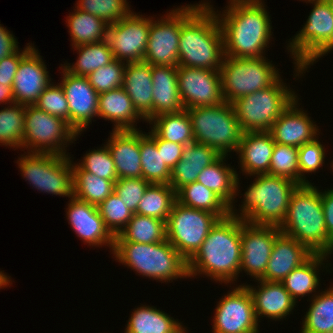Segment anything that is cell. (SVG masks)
Masks as SVG:
<instances>
[{"mask_svg": "<svg viewBox=\"0 0 333 333\" xmlns=\"http://www.w3.org/2000/svg\"><path fill=\"white\" fill-rule=\"evenodd\" d=\"M178 88L184 109L224 102L219 70L178 66Z\"/></svg>", "mask_w": 333, "mask_h": 333, "instance_id": "17", "label": "cell"}, {"mask_svg": "<svg viewBox=\"0 0 333 333\" xmlns=\"http://www.w3.org/2000/svg\"><path fill=\"white\" fill-rule=\"evenodd\" d=\"M176 201L194 209L218 215L221 219L229 216V206L212 190L195 181L176 191Z\"/></svg>", "mask_w": 333, "mask_h": 333, "instance_id": "37", "label": "cell"}, {"mask_svg": "<svg viewBox=\"0 0 333 333\" xmlns=\"http://www.w3.org/2000/svg\"><path fill=\"white\" fill-rule=\"evenodd\" d=\"M75 8L97 16L108 25L126 18L132 12L127 0H78Z\"/></svg>", "mask_w": 333, "mask_h": 333, "instance_id": "44", "label": "cell"}, {"mask_svg": "<svg viewBox=\"0 0 333 333\" xmlns=\"http://www.w3.org/2000/svg\"><path fill=\"white\" fill-rule=\"evenodd\" d=\"M281 234L279 226L254 225L241 219V267L255 280H260L271 256L274 242Z\"/></svg>", "mask_w": 333, "mask_h": 333, "instance_id": "18", "label": "cell"}, {"mask_svg": "<svg viewBox=\"0 0 333 333\" xmlns=\"http://www.w3.org/2000/svg\"><path fill=\"white\" fill-rule=\"evenodd\" d=\"M221 155L213 148L200 143L186 145L180 161L171 169L170 186L177 191L197 181L199 173Z\"/></svg>", "mask_w": 333, "mask_h": 333, "instance_id": "28", "label": "cell"}, {"mask_svg": "<svg viewBox=\"0 0 333 333\" xmlns=\"http://www.w3.org/2000/svg\"><path fill=\"white\" fill-rule=\"evenodd\" d=\"M268 174L291 179L300 185L298 147L275 143Z\"/></svg>", "mask_w": 333, "mask_h": 333, "instance_id": "45", "label": "cell"}, {"mask_svg": "<svg viewBox=\"0 0 333 333\" xmlns=\"http://www.w3.org/2000/svg\"><path fill=\"white\" fill-rule=\"evenodd\" d=\"M147 134L156 142L157 149L161 151L164 163L171 170L180 161L185 145L163 140L152 130Z\"/></svg>", "mask_w": 333, "mask_h": 333, "instance_id": "53", "label": "cell"}, {"mask_svg": "<svg viewBox=\"0 0 333 333\" xmlns=\"http://www.w3.org/2000/svg\"><path fill=\"white\" fill-rule=\"evenodd\" d=\"M66 17L72 47L106 40L108 24L95 15L77 8Z\"/></svg>", "mask_w": 333, "mask_h": 333, "instance_id": "35", "label": "cell"}, {"mask_svg": "<svg viewBox=\"0 0 333 333\" xmlns=\"http://www.w3.org/2000/svg\"><path fill=\"white\" fill-rule=\"evenodd\" d=\"M62 86L69 106V126L79 135L98 117L99 94L86 76L67 72L62 66Z\"/></svg>", "mask_w": 333, "mask_h": 333, "instance_id": "19", "label": "cell"}, {"mask_svg": "<svg viewBox=\"0 0 333 333\" xmlns=\"http://www.w3.org/2000/svg\"><path fill=\"white\" fill-rule=\"evenodd\" d=\"M8 102V103H7ZM13 104L15 103L12 87L4 86L0 83V104Z\"/></svg>", "mask_w": 333, "mask_h": 333, "instance_id": "56", "label": "cell"}, {"mask_svg": "<svg viewBox=\"0 0 333 333\" xmlns=\"http://www.w3.org/2000/svg\"><path fill=\"white\" fill-rule=\"evenodd\" d=\"M266 57L235 58L224 56L220 68L225 102L263 90L280 78V72Z\"/></svg>", "mask_w": 333, "mask_h": 333, "instance_id": "10", "label": "cell"}, {"mask_svg": "<svg viewBox=\"0 0 333 333\" xmlns=\"http://www.w3.org/2000/svg\"><path fill=\"white\" fill-rule=\"evenodd\" d=\"M166 312L154 306L135 308L124 333H182L185 326Z\"/></svg>", "mask_w": 333, "mask_h": 333, "instance_id": "33", "label": "cell"}, {"mask_svg": "<svg viewBox=\"0 0 333 333\" xmlns=\"http://www.w3.org/2000/svg\"><path fill=\"white\" fill-rule=\"evenodd\" d=\"M151 130L161 139L189 145L194 142V135L187 109L176 113L158 115L149 121Z\"/></svg>", "mask_w": 333, "mask_h": 333, "instance_id": "34", "label": "cell"}, {"mask_svg": "<svg viewBox=\"0 0 333 333\" xmlns=\"http://www.w3.org/2000/svg\"><path fill=\"white\" fill-rule=\"evenodd\" d=\"M78 50V59L72 65L64 63L62 67L69 73L77 76H87L94 70L103 67L114 60L113 52L107 40L97 43L83 44L72 47Z\"/></svg>", "mask_w": 333, "mask_h": 333, "instance_id": "40", "label": "cell"}, {"mask_svg": "<svg viewBox=\"0 0 333 333\" xmlns=\"http://www.w3.org/2000/svg\"><path fill=\"white\" fill-rule=\"evenodd\" d=\"M67 206V220L80 240L94 247L108 246L113 251L115 237L106 228L96 205L73 196Z\"/></svg>", "mask_w": 333, "mask_h": 333, "instance_id": "21", "label": "cell"}, {"mask_svg": "<svg viewBox=\"0 0 333 333\" xmlns=\"http://www.w3.org/2000/svg\"><path fill=\"white\" fill-rule=\"evenodd\" d=\"M144 178H122L117 179L114 186V192L126 204L132 212H136L138 203L149 186Z\"/></svg>", "mask_w": 333, "mask_h": 333, "instance_id": "51", "label": "cell"}, {"mask_svg": "<svg viewBox=\"0 0 333 333\" xmlns=\"http://www.w3.org/2000/svg\"><path fill=\"white\" fill-rule=\"evenodd\" d=\"M98 117L114 122L113 130H138L135 123L144 121L123 87L99 94Z\"/></svg>", "mask_w": 333, "mask_h": 333, "instance_id": "30", "label": "cell"}, {"mask_svg": "<svg viewBox=\"0 0 333 333\" xmlns=\"http://www.w3.org/2000/svg\"><path fill=\"white\" fill-rule=\"evenodd\" d=\"M178 66L152 65L153 118L184 109L178 88Z\"/></svg>", "mask_w": 333, "mask_h": 333, "instance_id": "29", "label": "cell"}, {"mask_svg": "<svg viewBox=\"0 0 333 333\" xmlns=\"http://www.w3.org/2000/svg\"><path fill=\"white\" fill-rule=\"evenodd\" d=\"M254 176L255 180L243 194L240 214L235 206H230L229 216L239 217L254 225L280 226L286 217L291 194L299 184L281 176Z\"/></svg>", "mask_w": 333, "mask_h": 333, "instance_id": "5", "label": "cell"}, {"mask_svg": "<svg viewBox=\"0 0 333 333\" xmlns=\"http://www.w3.org/2000/svg\"><path fill=\"white\" fill-rule=\"evenodd\" d=\"M198 9L181 25L179 66L220 70L224 58L223 32L209 2Z\"/></svg>", "mask_w": 333, "mask_h": 333, "instance_id": "3", "label": "cell"}, {"mask_svg": "<svg viewBox=\"0 0 333 333\" xmlns=\"http://www.w3.org/2000/svg\"><path fill=\"white\" fill-rule=\"evenodd\" d=\"M116 181L100 178L73 163V196L98 206L114 192Z\"/></svg>", "mask_w": 333, "mask_h": 333, "instance_id": "38", "label": "cell"}, {"mask_svg": "<svg viewBox=\"0 0 333 333\" xmlns=\"http://www.w3.org/2000/svg\"><path fill=\"white\" fill-rule=\"evenodd\" d=\"M99 149H93L80 159L77 165L84 171L100 178L117 181L115 163L106 144ZM82 160V161H81Z\"/></svg>", "mask_w": 333, "mask_h": 333, "instance_id": "47", "label": "cell"}, {"mask_svg": "<svg viewBox=\"0 0 333 333\" xmlns=\"http://www.w3.org/2000/svg\"><path fill=\"white\" fill-rule=\"evenodd\" d=\"M328 256L329 255L326 254H313L306 262L300 267L292 270L282 280L281 283L296 302H298L297 300L300 297L309 296L310 294L312 295L311 297H313L317 294L316 292L318 291L316 290L319 289L318 287L320 286V277L318 276V274H320L319 271L322 266L323 269L327 268V265L330 266V263L328 264L325 261L329 258Z\"/></svg>", "mask_w": 333, "mask_h": 333, "instance_id": "32", "label": "cell"}, {"mask_svg": "<svg viewBox=\"0 0 333 333\" xmlns=\"http://www.w3.org/2000/svg\"><path fill=\"white\" fill-rule=\"evenodd\" d=\"M34 44L27 43L23 50L19 48L13 53L0 60V83L12 87L14 76L20 60L34 47ZM20 50V51H19Z\"/></svg>", "mask_w": 333, "mask_h": 333, "instance_id": "52", "label": "cell"}, {"mask_svg": "<svg viewBox=\"0 0 333 333\" xmlns=\"http://www.w3.org/2000/svg\"><path fill=\"white\" fill-rule=\"evenodd\" d=\"M12 284L11 277L5 274L3 271H0V289L7 288Z\"/></svg>", "mask_w": 333, "mask_h": 333, "instance_id": "57", "label": "cell"}, {"mask_svg": "<svg viewBox=\"0 0 333 333\" xmlns=\"http://www.w3.org/2000/svg\"><path fill=\"white\" fill-rule=\"evenodd\" d=\"M175 201L176 191L170 184L150 183L135 213L166 222Z\"/></svg>", "mask_w": 333, "mask_h": 333, "instance_id": "41", "label": "cell"}, {"mask_svg": "<svg viewBox=\"0 0 333 333\" xmlns=\"http://www.w3.org/2000/svg\"><path fill=\"white\" fill-rule=\"evenodd\" d=\"M166 16L153 20L143 61L152 65L179 66L181 25L199 8L197 4L180 6Z\"/></svg>", "mask_w": 333, "mask_h": 333, "instance_id": "14", "label": "cell"}, {"mask_svg": "<svg viewBox=\"0 0 333 333\" xmlns=\"http://www.w3.org/2000/svg\"><path fill=\"white\" fill-rule=\"evenodd\" d=\"M126 63L114 59L109 64L94 70L86 77L98 94L123 87Z\"/></svg>", "mask_w": 333, "mask_h": 333, "instance_id": "48", "label": "cell"}, {"mask_svg": "<svg viewBox=\"0 0 333 333\" xmlns=\"http://www.w3.org/2000/svg\"><path fill=\"white\" fill-rule=\"evenodd\" d=\"M330 165H331V169H333V161L331 162V164H330Z\"/></svg>", "mask_w": 333, "mask_h": 333, "instance_id": "59", "label": "cell"}, {"mask_svg": "<svg viewBox=\"0 0 333 333\" xmlns=\"http://www.w3.org/2000/svg\"><path fill=\"white\" fill-rule=\"evenodd\" d=\"M37 108L65 120L69 125V106L60 83L53 82L43 91L34 104Z\"/></svg>", "mask_w": 333, "mask_h": 333, "instance_id": "50", "label": "cell"}, {"mask_svg": "<svg viewBox=\"0 0 333 333\" xmlns=\"http://www.w3.org/2000/svg\"><path fill=\"white\" fill-rule=\"evenodd\" d=\"M312 255L304 244L281 233L274 242L266 272L260 280L282 282L292 270L300 267Z\"/></svg>", "mask_w": 333, "mask_h": 333, "instance_id": "25", "label": "cell"}, {"mask_svg": "<svg viewBox=\"0 0 333 333\" xmlns=\"http://www.w3.org/2000/svg\"><path fill=\"white\" fill-rule=\"evenodd\" d=\"M312 183L298 185L290 197L281 233L304 244L313 254H333L328 239L321 202V191Z\"/></svg>", "mask_w": 333, "mask_h": 333, "instance_id": "4", "label": "cell"}, {"mask_svg": "<svg viewBox=\"0 0 333 333\" xmlns=\"http://www.w3.org/2000/svg\"><path fill=\"white\" fill-rule=\"evenodd\" d=\"M263 0H229L228 6L233 4L263 3Z\"/></svg>", "mask_w": 333, "mask_h": 333, "instance_id": "58", "label": "cell"}, {"mask_svg": "<svg viewBox=\"0 0 333 333\" xmlns=\"http://www.w3.org/2000/svg\"><path fill=\"white\" fill-rule=\"evenodd\" d=\"M281 80L266 89L236 99L231 104L243 132L269 131L282 112L297 97Z\"/></svg>", "mask_w": 333, "mask_h": 333, "instance_id": "9", "label": "cell"}, {"mask_svg": "<svg viewBox=\"0 0 333 333\" xmlns=\"http://www.w3.org/2000/svg\"><path fill=\"white\" fill-rule=\"evenodd\" d=\"M220 219L211 212L175 201L166 221L167 240L188 262Z\"/></svg>", "mask_w": 333, "mask_h": 333, "instance_id": "13", "label": "cell"}, {"mask_svg": "<svg viewBox=\"0 0 333 333\" xmlns=\"http://www.w3.org/2000/svg\"><path fill=\"white\" fill-rule=\"evenodd\" d=\"M26 106L13 103L0 110V145L21 148L24 138Z\"/></svg>", "mask_w": 333, "mask_h": 333, "instance_id": "43", "label": "cell"}, {"mask_svg": "<svg viewBox=\"0 0 333 333\" xmlns=\"http://www.w3.org/2000/svg\"><path fill=\"white\" fill-rule=\"evenodd\" d=\"M310 300L300 333H333V286L318 292Z\"/></svg>", "mask_w": 333, "mask_h": 333, "instance_id": "39", "label": "cell"}, {"mask_svg": "<svg viewBox=\"0 0 333 333\" xmlns=\"http://www.w3.org/2000/svg\"><path fill=\"white\" fill-rule=\"evenodd\" d=\"M18 42L9 30L0 24V60L18 49Z\"/></svg>", "mask_w": 333, "mask_h": 333, "instance_id": "55", "label": "cell"}, {"mask_svg": "<svg viewBox=\"0 0 333 333\" xmlns=\"http://www.w3.org/2000/svg\"><path fill=\"white\" fill-rule=\"evenodd\" d=\"M213 317V333H259L250 292L241 284L217 302Z\"/></svg>", "mask_w": 333, "mask_h": 333, "instance_id": "15", "label": "cell"}, {"mask_svg": "<svg viewBox=\"0 0 333 333\" xmlns=\"http://www.w3.org/2000/svg\"><path fill=\"white\" fill-rule=\"evenodd\" d=\"M306 3L313 4V9L303 28L287 44L294 60L295 79L333 50V0H308Z\"/></svg>", "mask_w": 333, "mask_h": 333, "instance_id": "7", "label": "cell"}, {"mask_svg": "<svg viewBox=\"0 0 333 333\" xmlns=\"http://www.w3.org/2000/svg\"><path fill=\"white\" fill-rule=\"evenodd\" d=\"M152 66L145 61L126 63L123 88L137 113L147 121L153 119Z\"/></svg>", "mask_w": 333, "mask_h": 333, "instance_id": "27", "label": "cell"}, {"mask_svg": "<svg viewBox=\"0 0 333 333\" xmlns=\"http://www.w3.org/2000/svg\"><path fill=\"white\" fill-rule=\"evenodd\" d=\"M321 202L328 239L333 243V188L321 192Z\"/></svg>", "mask_w": 333, "mask_h": 333, "instance_id": "54", "label": "cell"}, {"mask_svg": "<svg viewBox=\"0 0 333 333\" xmlns=\"http://www.w3.org/2000/svg\"><path fill=\"white\" fill-rule=\"evenodd\" d=\"M106 228L115 237L126 227L134 212L113 192L97 206Z\"/></svg>", "mask_w": 333, "mask_h": 333, "instance_id": "46", "label": "cell"}, {"mask_svg": "<svg viewBox=\"0 0 333 333\" xmlns=\"http://www.w3.org/2000/svg\"><path fill=\"white\" fill-rule=\"evenodd\" d=\"M226 155H221L215 162L205 167L198 175L197 182L212 190L229 207L234 206L238 196L240 180L236 170L226 165Z\"/></svg>", "mask_w": 333, "mask_h": 333, "instance_id": "31", "label": "cell"}, {"mask_svg": "<svg viewBox=\"0 0 333 333\" xmlns=\"http://www.w3.org/2000/svg\"><path fill=\"white\" fill-rule=\"evenodd\" d=\"M140 154L142 178L149 183L170 184L171 170L164 163L156 142L140 130Z\"/></svg>", "mask_w": 333, "mask_h": 333, "instance_id": "42", "label": "cell"}, {"mask_svg": "<svg viewBox=\"0 0 333 333\" xmlns=\"http://www.w3.org/2000/svg\"><path fill=\"white\" fill-rule=\"evenodd\" d=\"M275 142L268 131L243 132L236 151L245 175L268 174Z\"/></svg>", "mask_w": 333, "mask_h": 333, "instance_id": "26", "label": "cell"}, {"mask_svg": "<svg viewBox=\"0 0 333 333\" xmlns=\"http://www.w3.org/2000/svg\"><path fill=\"white\" fill-rule=\"evenodd\" d=\"M241 257V218L228 216L220 219L187 262L188 278L203 274L221 284L235 283L240 273Z\"/></svg>", "mask_w": 333, "mask_h": 333, "instance_id": "1", "label": "cell"}, {"mask_svg": "<svg viewBox=\"0 0 333 333\" xmlns=\"http://www.w3.org/2000/svg\"><path fill=\"white\" fill-rule=\"evenodd\" d=\"M152 17L132 11L126 18L108 25L106 40L114 59L125 63L143 61Z\"/></svg>", "mask_w": 333, "mask_h": 333, "instance_id": "16", "label": "cell"}, {"mask_svg": "<svg viewBox=\"0 0 333 333\" xmlns=\"http://www.w3.org/2000/svg\"><path fill=\"white\" fill-rule=\"evenodd\" d=\"M70 156L25 152L16 163L23 178L38 191L72 198L73 162Z\"/></svg>", "mask_w": 333, "mask_h": 333, "instance_id": "11", "label": "cell"}, {"mask_svg": "<svg viewBox=\"0 0 333 333\" xmlns=\"http://www.w3.org/2000/svg\"><path fill=\"white\" fill-rule=\"evenodd\" d=\"M258 288L244 284L251 294L258 322L260 318L282 320L293 312L296 301L281 282L256 280Z\"/></svg>", "mask_w": 333, "mask_h": 333, "instance_id": "23", "label": "cell"}, {"mask_svg": "<svg viewBox=\"0 0 333 333\" xmlns=\"http://www.w3.org/2000/svg\"><path fill=\"white\" fill-rule=\"evenodd\" d=\"M317 137L315 140L305 143L298 148V165L300 171V185L311 183L306 180L305 173H315L324 166L325 146Z\"/></svg>", "mask_w": 333, "mask_h": 333, "instance_id": "49", "label": "cell"}, {"mask_svg": "<svg viewBox=\"0 0 333 333\" xmlns=\"http://www.w3.org/2000/svg\"><path fill=\"white\" fill-rule=\"evenodd\" d=\"M299 99L297 96L293 100L268 131L275 143L299 148L317 138L319 127L303 108H298Z\"/></svg>", "mask_w": 333, "mask_h": 333, "instance_id": "22", "label": "cell"}, {"mask_svg": "<svg viewBox=\"0 0 333 333\" xmlns=\"http://www.w3.org/2000/svg\"><path fill=\"white\" fill-rule=\"evenodd\" d=\"M112 254L122 265L150 279L173 282L188 277L187 261L168 240L151 244L114 242Z\"/></svg>", "mask_w": 333, "mask_h": 333, "instance_id": "6", "label": "cell"}, {"mask_svg": "<svg viewBox=\"0 0 333 333\" xmlns=\"http://www.w3.org/2000/svg\"><path fill=\"white\" fill-rule=\"evenodd\" d=\"M77 134L68 123L54 115L27 105L22 148L27 152L68 155L67 144L76 141ZM67 153V154H66Z\"/></svg>", "mask_w": 333, "mask_h": 333, "instance_id": "12", "label": "cell"}, {"mask_svg": "<svg viewBox=\"0 0 333 333\" xmlns=\"http://www.w3.org/2000/svg\"><path fill=\"white\" fill-rule=\"evenodd\" d=\"M187 112L195 143L205 144L220 155L237 151L243 131L231 103L189 108Z\"/></svg>", "mask_w": 333, "mask_h": 333, "instance_id": "8", "label": "cell"}, {"mask_svg": "<svg viewBox=\"0 0 333 333\" xmlns=\"http://www.w3.org/2000/svg\"><path fill=\"white\" fill-rule=\"evenodd\" d=\"M46 64L35 46L20 60L12 85L15 103L34 105L51 84Z\"/></svg>", "mask_w": 333, "mask_h": 333, "instance_id": "20", "label": "cell"}, {"mask_svg": "<svg viewBox=\"0 0 333 333\" xmlns=\"http://www.w3.org/2000/svg\"><path fill=\"white\" fill-rule=\"evenodd\" d=\"M167 240L166 222L134 213L114 242L151 244Z\"/></svg>", "mask_w": 333, "mask_h": 333, "instance_id": "36", "label": "cell"}, {"mask_svg": "<svg viewBox=\"0 0 333 333\" xmlns=\"http://www.w3.org/2000/svg\"><path fill=\"white\" fill-rule=\"evenodd\" d=\"M263 3L233 4L216 13L224 38V55L235 58L265 57L273 37L270 16ZM264 55V56H263Z\"/></svg>", "mask_w": 333, "mask_h": 333, "instance_id": "2", "label": "cell"}, {"mask_svg": "<svg viewBox=\"0 0 333 333\" xmlns=\"http://www.w3.org/2000/svg\"><path fill=\"white\" fill-rule=\"evenodd\" d=\"M118 179L141 178L140 130H113L106 142Z\"/></svg>", "mask_w": 333, "mask_h": 333, "instance_id": "24", "label": "cell"}]
</instances>
